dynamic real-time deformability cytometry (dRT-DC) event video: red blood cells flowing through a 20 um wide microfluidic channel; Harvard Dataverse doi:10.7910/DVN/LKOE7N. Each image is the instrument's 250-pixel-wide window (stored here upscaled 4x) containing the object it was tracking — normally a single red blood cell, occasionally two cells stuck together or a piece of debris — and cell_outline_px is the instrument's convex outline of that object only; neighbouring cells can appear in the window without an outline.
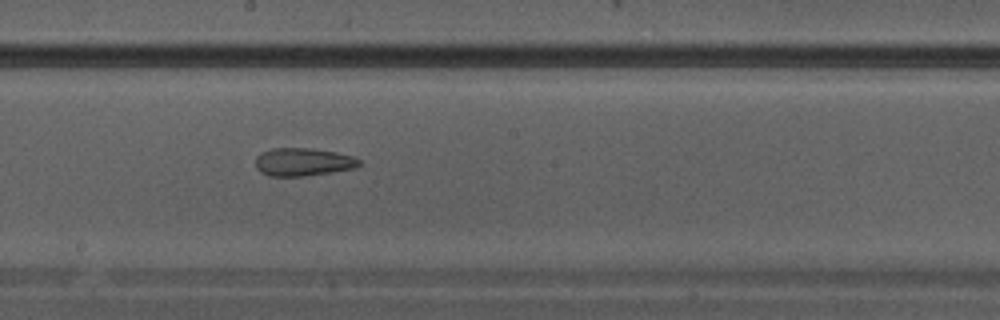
{"species": "Egyptian fruit bat (a non-hibernating species)", "species_latin": "Rousettus aegyptiacus", "temperature_condition": "warm", "stored_images_in_passage": 9, "camera_frame_rate_fps": 3000, "um_per_image_px": 0.085, "animal": {"sex": "male"}, "frame": {"image": 1, "passage_image": 9, "time_ms": 2.667, "image_size_px": [1000, 320], "cell_outline_px": [[360, 164], [356, 168], [332, 172], [304, 176], [268, 176], [260, 172], [256, 168], [256, 156], [260, 152], [272, 148], [312, 148], [336, 152], [352, 156], [360, 160]], "centroid_in_image_um": [25.73, 13.76], "position_along_channel_um": 222.5, "area_um2": 17.05}}